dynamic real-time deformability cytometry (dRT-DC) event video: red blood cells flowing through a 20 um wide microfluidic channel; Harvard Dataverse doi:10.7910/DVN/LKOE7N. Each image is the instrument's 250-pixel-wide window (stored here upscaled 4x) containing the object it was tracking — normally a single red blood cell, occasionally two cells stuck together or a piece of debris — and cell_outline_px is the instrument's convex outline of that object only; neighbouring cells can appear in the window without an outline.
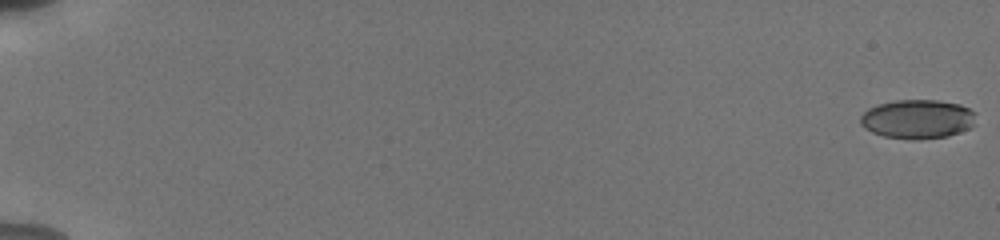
{"species": "human", "species_latin": "Homo sapiens", "temperature_condition": "cold", "stored_images_in_passage": 57, "camera_frame_rate_fps": 3000, "um_per_image_px": 0.085, "donor": {"sex": "male"}, "frame": {"image": 1, "passage_image": 1, "time_ms": 0.0, "image_size_px": [1000, 240], "cell_outline_px": [[976, 112], [972, 128], [948, 136], [916, 140], [884, 136], [872, 132], [864, 128], [860, 124], [860, 116], [868, 108], [880, 104], [896, 100], [936, 100], [960, 104]], "centroid_in_image_um": [78.0, 10.12], "position_along_channel_um": 7.0, "area_um2": 26.41}}
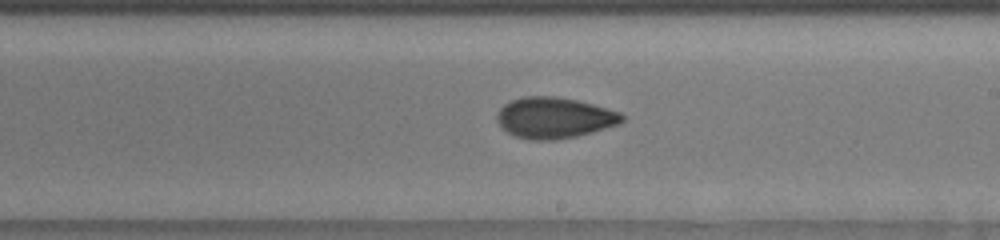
{"frame": {"image": 2, "passage_image": 36, "time_ms": 11.667, "image_size_px": [1000, 240], "cell_outline_px": [[624, 120], [620, 124], [592, 132], [576, 136], [556, 140], [528, 140], [516, 136], [508, 132], [496, 120], [496, 116], [500, 108], [504, 104], [512, 100], [524, 96], [556, 96], [576, 100], [592, 104], [620, 112], [624, 116]], "centroid_in_image_um": [47.12, 10.01], "position_along_channel_um": 241.9, "area_um2": 29.82}}
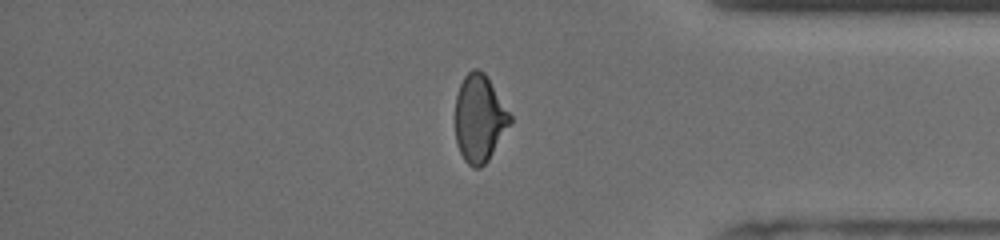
{"frame": {"image": 3, "passage_image": 49, "time_ms": 16.0, "image_size_px": [1000, 240], "cell_outline_px": [[512, 124], [488, 160], [480, 168], [472, 168], [464, 160], [456, 144], [456, 96], [460, 84], [464, 76], [472, 68], [476, 68], [484, 72], [512, 116]], "centroid_in_image_um": [40.76, 10.08], "position_along_channel_um": 394.4, "area_um2": 27.98}, "authors_computed_cell_mechanics": {"area_um2": 27.9752, "velocity_mm_per_s": 3.8261, "shape_relaxation_time_tau1_ms": 7.2808, "shape_relaxation_time_tau2_ms": 2.8949, "deformation_change_tau1": 0.1719, "deformation_change_tau2": 0.0766}}